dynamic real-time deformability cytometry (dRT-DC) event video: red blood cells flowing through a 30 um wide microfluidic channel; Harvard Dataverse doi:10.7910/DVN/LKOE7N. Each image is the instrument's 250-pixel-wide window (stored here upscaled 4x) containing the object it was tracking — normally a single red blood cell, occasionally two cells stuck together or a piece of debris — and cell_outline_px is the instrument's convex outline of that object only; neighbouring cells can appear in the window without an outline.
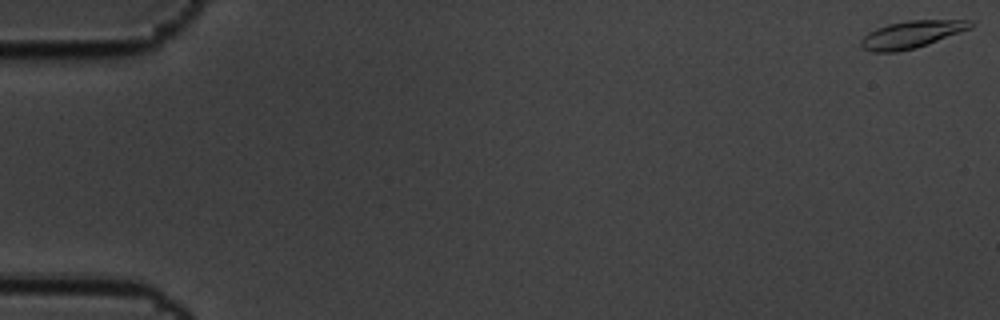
{"species": "common noctule bat (a hibernating species)", "species_latin": "Nyctalus noctula", "temperature_condition": "cold", "stored_images_in_passage": 60, "camera_frame_rate_fps": 3000, "um_per_image_px": 0.085, "animal": {"sex": "male", "body_mass_g": 19.5, "forearm_length_mm": 54.6}, "frame": {"image": 1, "passage_image": 1, "time_ms": 0.0, "image_size_px": [1000, 320], "cell_outline_px": [[972, 28], [928, 44], [916, 48], [896, 52], [872, 52], [864, 48], [860, 44], [860, 40], [868, 32], [876, 28], [888, 24], [908, 20], [972, 20]], "centroid_in_image_um": [77.47, 2.92], "position_along_channel_um": 7.5, "area_um2": 17.4}}
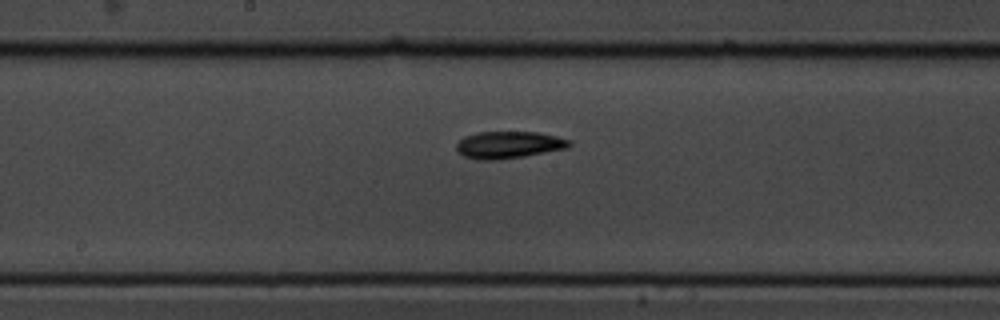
{"frame": {"image": 2, "passage_image": 32, "time_ms": 10.333, "image_size_px": [1000, 320], "cell_outline_px": [[572, 144], [568, 148], [524, 156], [496, 160], [480, 160], [464, 156], [456, 148], [456, 144], [464, 136], [476, 132], [536, 132], [556, 136], [572, 140]], "centroid_in_image_um": [43.26, 12.3], "position_along_channel_um": 204.9, "area_um2": 17.8}}
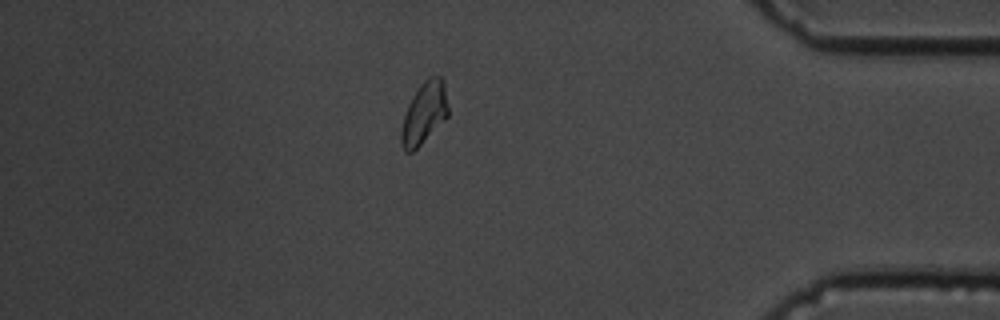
{"frame": {"image": 3, "passage_image": 52, "time_ms": 17.0, "image_size_px": [1000, 320], "cell_outline_px": [[448, 116], [412, 152], [404, 152], [400, 144], [400, 132], [404, 116], [408, 104], [412, 96], [420, 84], [428, 76], [440, 76], [444, 80], [448, 108]], "centroid_in_image_um": [36.04, 9.59], "position_along_channel_um": 399.2, "area_um2": 16.88}}